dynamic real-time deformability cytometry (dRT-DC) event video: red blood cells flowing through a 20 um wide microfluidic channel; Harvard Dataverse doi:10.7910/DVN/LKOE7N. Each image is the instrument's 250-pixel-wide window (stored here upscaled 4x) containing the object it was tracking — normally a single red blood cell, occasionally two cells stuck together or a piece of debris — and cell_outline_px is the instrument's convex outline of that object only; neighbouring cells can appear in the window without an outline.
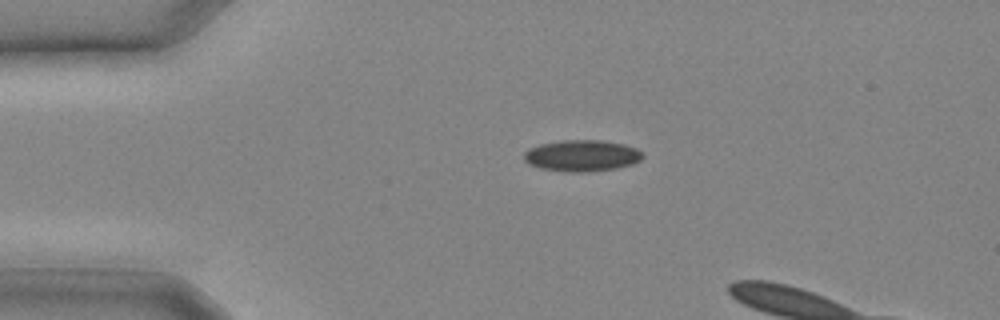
{"species": "common noctule bat (a hibernating species)", "species_latin": "Nyctalus noctula", "temperature_condition": "cold", "stored_images_in_passage": 4, "camera_frame_rate_fps": 3000, "um_per_image_px": 0.085, "animal": {"sex": "male", "body_mass_g": 20.4}, "frame": {"image": 1, "passage_image": 1, "time_ms": 0.0, "image_size_px": [1000, 320], "cell_outline_px": [[644, 156], [640, 160], [632, 164], [616, 168], [588, 172], [568, 172], [540, 168], [528, 164], [524, 160], [524, 152], [528, 148], [540, 144], [564, 140], [600, 140], [624, 144], [636, 148], [644, 152]], "centroid_in_image_um": [49.46, 13.23], "position_along_channel_um": 35.5, "area_um2": 21.85}}